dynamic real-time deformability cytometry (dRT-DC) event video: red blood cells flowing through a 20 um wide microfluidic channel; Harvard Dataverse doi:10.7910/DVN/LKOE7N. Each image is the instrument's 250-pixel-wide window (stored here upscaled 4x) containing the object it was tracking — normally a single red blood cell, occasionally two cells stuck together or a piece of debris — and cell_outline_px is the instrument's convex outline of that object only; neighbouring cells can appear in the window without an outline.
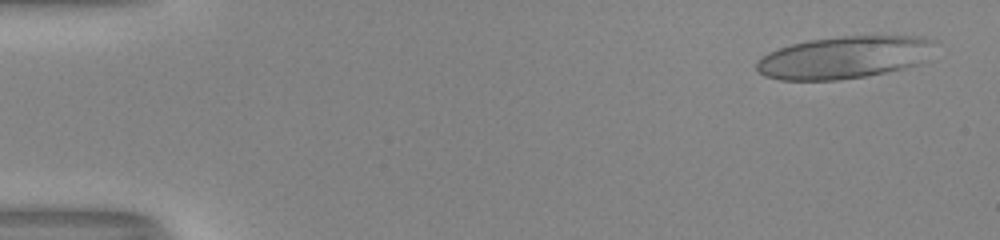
{"species": "human", "species_latin": "Homo sapiens", "temperature_condition": "room temperature", "stored_images_in_passage": 52, "camera_frame_rate_fps": 3000, "um_per_image_px": 0.085, "donor": {"sex": "male"}, "frame": {"image": 1, "passage_image": 3, "time_ms": 0.667, "image_size_px": [1000, 240], "cell_outline_px": [[936, 40], [920, 64], [904, 68], [864, 76], [836, 80], [780, 80], [764, 76], [756, 68], [756, 64], [768, 52], [792, 44], [808, 40], [840, 36], [924, 36]], "centroid_in_image_um": [71.74, 4.87], "position_along_channel_um": 13.3, "area_um2": 43.64}}
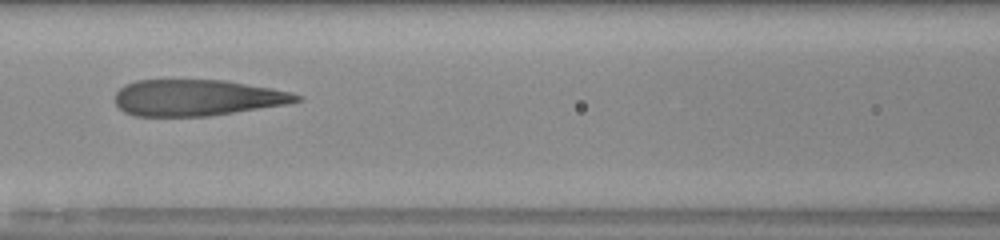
{"frame": {"image": 2, "passage_image": 24, "time_ms": 7.667, "image_size_px": [1000, 240], "cell_outline_px": [[300, 100], [288, 104], [208, 116], [132, 116], [124, 112], [116, 104], [116, 92], [124, 84], [136, 80], [224, 80], [272, 88], [292, 92], [300, 96]], "centroid_in_image_um": [16.73, 8.3], "position_along_channel_um": 149.9, "area_um2": 38.32}}
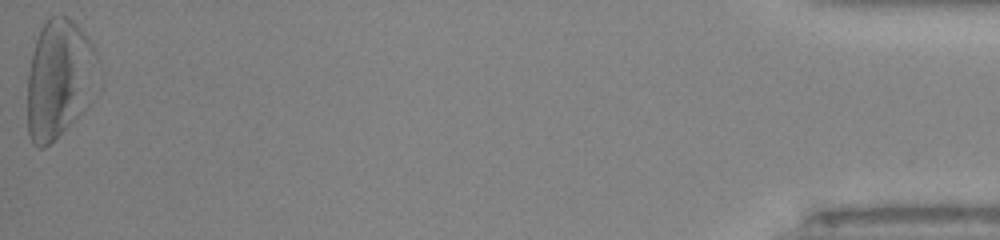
{"frame": {"image": 3, "passage_image": 52, "time_ms": 17.0, "image_size_px": [1000, 240], "cell_outline_px": [[96, 56], [80, 112], [44, 148], [40, 148], [32, 144], [28, 136], [28, 72], [32, 52], [40, 28], [44, 20], [48, 16], [68, 16], [84, 32], [92, 44], [96, 52]], "centroid_in_image_um": [4.88, 6.62], "position_along_channel_um": 430.3, "area_um2": 46.3}, "authors_computed_cell_mechanics": {"area_um2": 40.4889, "velocity_mm_per_s": 4.0529, "shape_relaxation_time_tau1_ms": 7.7241, "shape_relaxation_time_tau2_ms": 1.4312, "deformation_change_tau1": 0.2651, "deformation_change_tau2": 0.1223}}